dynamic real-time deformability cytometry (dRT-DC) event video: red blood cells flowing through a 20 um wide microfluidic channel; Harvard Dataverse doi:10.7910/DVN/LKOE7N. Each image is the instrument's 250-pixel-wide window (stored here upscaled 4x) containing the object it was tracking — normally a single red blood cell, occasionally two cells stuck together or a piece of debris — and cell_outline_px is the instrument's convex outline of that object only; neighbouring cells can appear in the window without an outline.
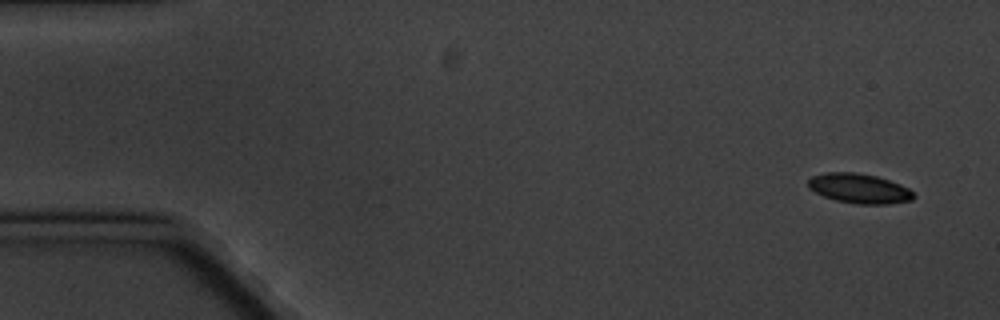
{"species": "common noctule bat (a hibernating species)", "species_latin": "Nyctalus noctula", "temperature_condition": "cold", "stored_images_in_passage": 11, "camera_frame_rate_fps": 3000, "um_per_image_px": 0.085, "animal": {"sex": "male", "body_mass_g": 20.1, "forearm_length_mm": 53.5}, "frame": {"image": 1, "passage_image": 1, "time_ms": 0.0, "image_size_px": [1000, 320], "cell_outline_px": [[916, 196], [912, 200], [888, 204], [856, 204], [836, 200], [824, 196], [808, 188], [808, 180], [812, 176], [824, 172], [856, 172], [876, 176], [900, 184], [908, 188]], "centroid_in_image_um": [73.03, 16.01], "position_along_channel_um": 12.0, "area_um2": 18.26}}
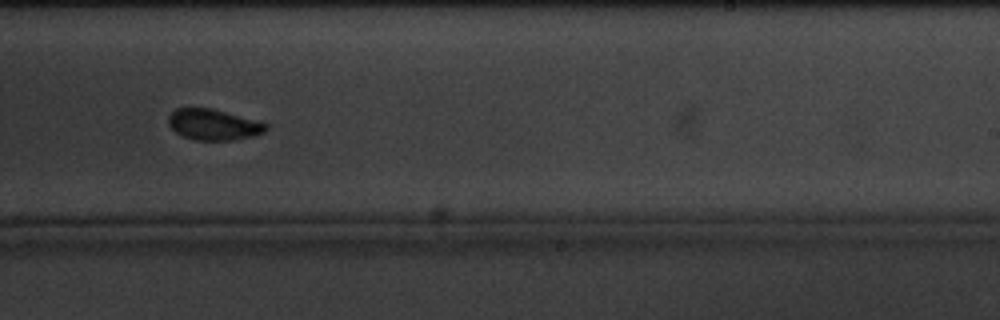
{"frame": {"image": 2, "passage_image": 10, "time_ms": 11.333, "image_size_px": [1000, 320], "cell_outline_px": [[268, 128], [264, 132], [252, 136], [232, 140], [192, 140], [180, 136], [168, 124], [168, 116], [176, 108], [212, 108], [268, 124]], "centroid_in_image_um": [18.1, 10.6], "position_along_channel_um": 270.9, "area_um2": 17.51}}